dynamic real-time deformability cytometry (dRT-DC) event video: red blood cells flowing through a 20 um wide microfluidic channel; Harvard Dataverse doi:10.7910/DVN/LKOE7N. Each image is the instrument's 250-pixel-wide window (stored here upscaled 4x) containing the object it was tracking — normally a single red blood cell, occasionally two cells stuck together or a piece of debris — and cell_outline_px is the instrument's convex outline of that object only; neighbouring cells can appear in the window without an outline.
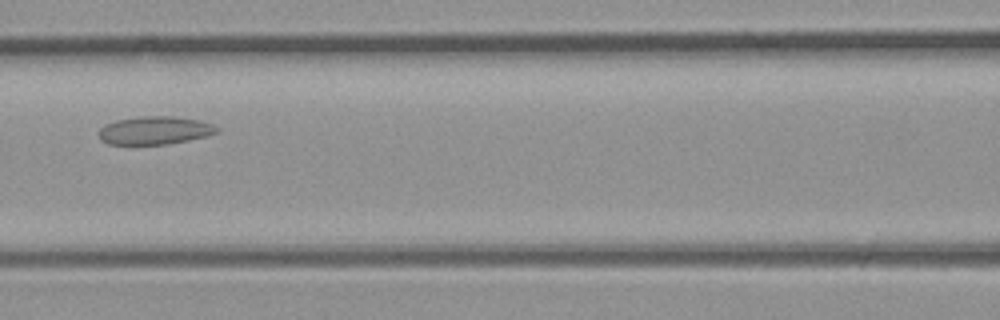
{"species": "common noctule bat (a hibernating species)", "species_latin": "Nyctalus noctula", "temperature_condition": "room temperature", "stored_images_in_passage": 28, "camera_frame_rate_fps": 3000, "um_per_image_px": 0.085, "animal": {"sex": "male", "body_mass_g": 23.1, "forearm_length_mm": 52.7}, "frame": {"image": 1, "passage_image": 9, "time_ms": 2.667, "image_size_px": [1000, 320], "cell_outline_px": [[220, 132], [188, 140], [168, 144], [108, 144], [100, 140], [100, 128], [104, 124], [116, 120], [140, 116], [176, 116], [196, 120], [212, 124], [220, 128]], "centroid_in_image_um": [13.15, 11.08], "position_along_channel_um": 153.5, "area_um2": 19.31}}
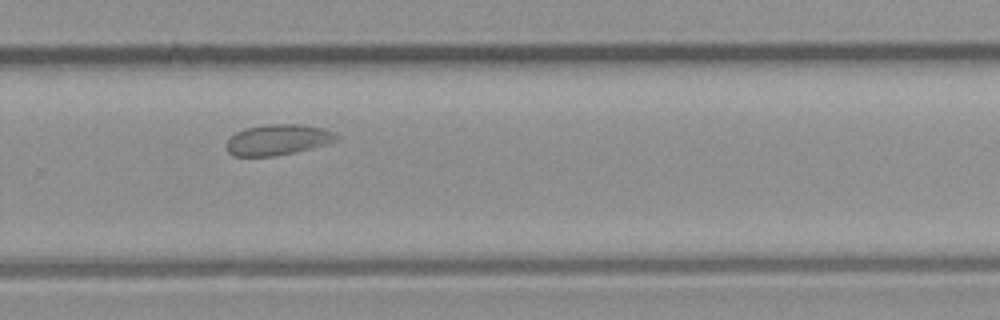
{"frame": {"image": 2, "passage_image": 17, "time_ms": 5.333, "image_size_px": [1000, 320], "cell_outline_px": [[340, 140], [296, 152], [276, 156], [232, 156], [224, 148], [224, 144], [236, 132], [244, 128], [268, 124], [304, 124], [324, 128], [340, 136]], "centroid_in_image_um": [23.6, 11.88], "position_along_channel_um": 306.2, "area_um2": 20.0}}
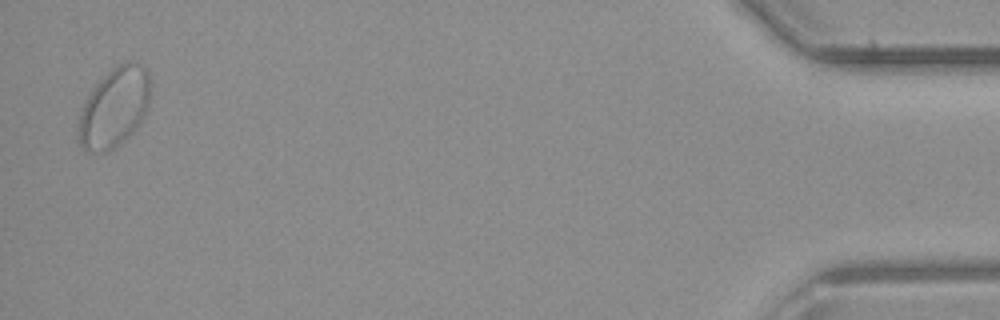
{"frame": {"image": 3, "passage_image": 28, "time_ms": 9.0, "image_size_px": [1000, 320], "cell_outline_px": [[148, 104], [140, 120], [132, 132], [112, 148], [104, 152], [88, 152], [80, 144], [76, 136], [80, 116], [84, 104], [88, 96], [96, 84], [112, 68], [124, 60], [132, 60], [140, 64], [148, 72]], "centroid_in_image_um": [9.67, 9.12], "position_along_channel_um": 425.5, "area_um2": 32.6}}